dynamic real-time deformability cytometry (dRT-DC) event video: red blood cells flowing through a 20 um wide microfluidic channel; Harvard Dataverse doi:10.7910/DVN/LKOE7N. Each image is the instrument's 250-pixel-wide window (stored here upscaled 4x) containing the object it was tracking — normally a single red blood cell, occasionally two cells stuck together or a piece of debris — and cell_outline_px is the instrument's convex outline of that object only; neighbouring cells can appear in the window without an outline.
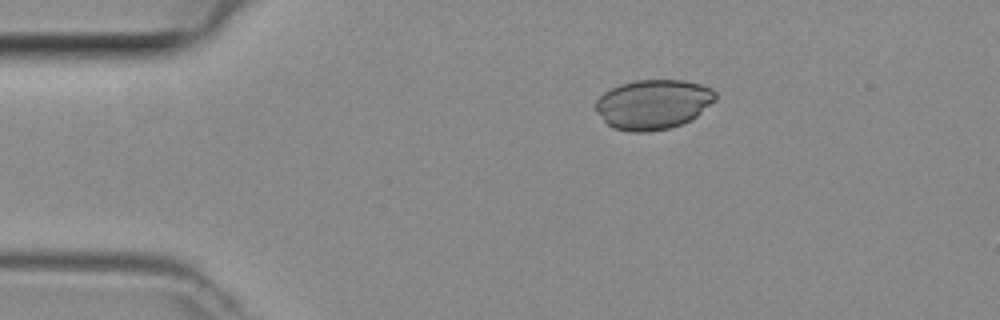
{"species": "common noctule bat (a hibernating species)", "species_latin": "Nyctalus noctula", "temperature_condition": "room temperature", "stored_images_in_passage": 40, "camera_frame_rate_fps": 3000, "um_per_image_px": 0.085, "animal": {"sex": "female", "body_mass_g": 29.2, "forearm_length_mm": 56.3}, "frame": {"image": 1, "passage_image": 1, "time_ms": 0.0, "image_size_px": [1000, 320], "cell_outline_px": [[716, 100], [692, 120], [672, 128], [648, 132], [632, 132], [612, 128], [604, 120], [596, 108], [596, 100], [604, 92], [620, 84], [636, 80], [684, 80], [700, 84], [712, 88], [716, 92]], "centroid_in_image_um": [55.56, 8.87], "position_along_channel_um": 29.4, "area_um2": 34.85}}
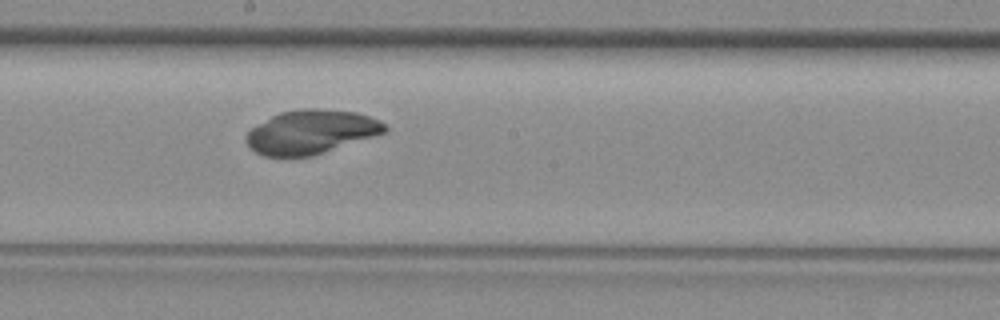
{"frame": {"image": 2, "passage_image": 18, "time_ms": 5.667, "image_size_px": [1000, 320], "cell_outline_px": [[388, 128], [384, 132], [312, 156], [264, 156], [256, 152], [244, 140], [244, 136], [256, 124], [280, 112], [304, 108], [316, 108], [356, 112], [380, 120]], "centroid_in_image_um": [26.4, 11.2], "position_along_channel_um": 221.8, "area_um2": 35.08}}
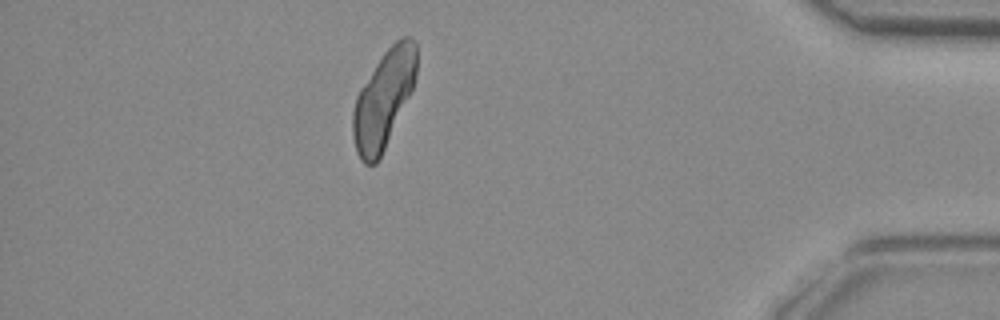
{"frame": {"image": 3, "passage_image": 34, "time_ms": 11.0, "image_size_px": [1000, 320], "cell_outline_px": [[416, 76], [412, 88], [384, 148], [376, 164], [364, 164], [360, 160], [356, 152], [352, 136], [352, 112], [356, 96], [360, 88], [384, 52], [400, 36], [412, 36], [416, 44]], "centroid_in_image_um": [32.57, 8.42], "position_along_channel_um": 402.6, "area_um2": 35.66}}